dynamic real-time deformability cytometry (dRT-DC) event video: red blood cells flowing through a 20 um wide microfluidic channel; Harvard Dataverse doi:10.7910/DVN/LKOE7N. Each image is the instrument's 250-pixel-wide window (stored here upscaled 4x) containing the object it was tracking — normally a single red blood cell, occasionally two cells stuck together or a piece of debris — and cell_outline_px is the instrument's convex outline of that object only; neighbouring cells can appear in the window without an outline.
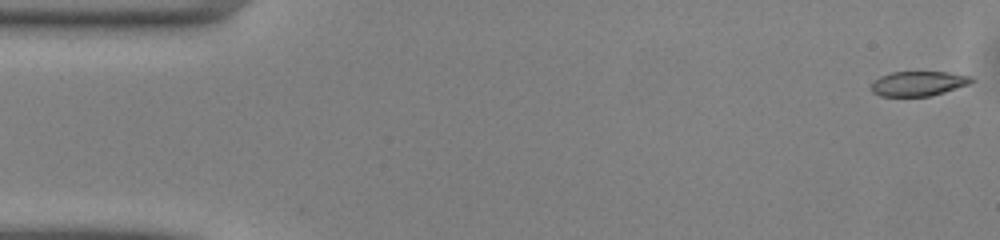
{"species": "common noctule bat (a hibernating species)", "species_latin": "Nyctalus noctula", "temperature_condition": "warm", "stored_images_in_passage": 15, "camera_frame_rate_fps": 3000, "um_per_image_px": 0.085, "animal": {"sex": "male", "body_mass_g": 13.0, "forearm_length_mm": 53.1}, "frame": {"image": 1, "passage_image": 1, "time_ms": 0.0, "image_size_px": [1000, 240], "cell_outline_px": [[976, 80], [968, 84], [944, 92], [928, 96], [880, 96], [872, 92], [872, 84], [880, 76], [892, 72], [948, 72], [972, 76]], "centroid_in_image_um": [78.08, 7.09], "position_along_channel_um": 6.9, "area_um2": 14.33}}
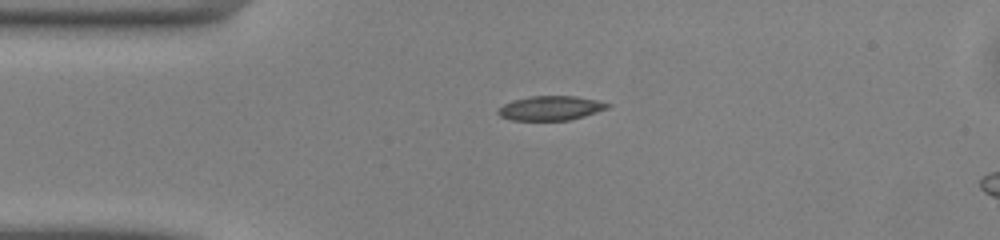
{"frame": {"image": 2, "passage_image": 11, "time_ms": 3.333, "image_size_px": [1000, 240], "cell_outline_px": [[612, 104], [608, 108], [584, 116], [568, 120], [512, 120], [500, 116], [496, 112], [504, 104], [512, 100], [528, 96], [576, 96], [596, 100]], "centroid_in_image_um": [46.79, 9.18], "position_along_channel_um": 38.2, "area_um2": 15.49}}